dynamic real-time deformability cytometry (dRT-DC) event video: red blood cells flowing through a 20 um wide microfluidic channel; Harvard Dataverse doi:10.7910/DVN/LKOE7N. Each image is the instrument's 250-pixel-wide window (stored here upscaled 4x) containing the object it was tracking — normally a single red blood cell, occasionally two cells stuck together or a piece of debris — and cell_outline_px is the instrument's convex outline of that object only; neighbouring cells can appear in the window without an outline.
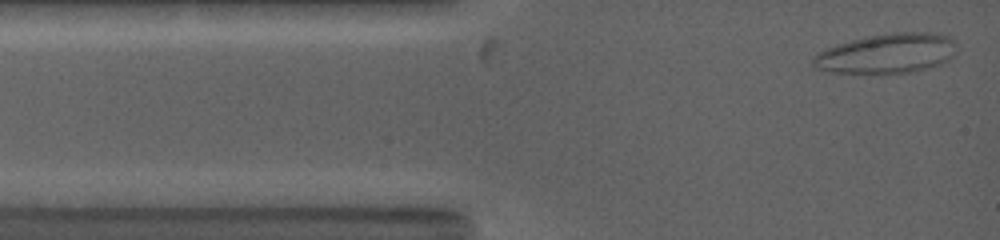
{"species": "common noctule bat (a hibernating species)", "species_latin": "Nyctalus noctula", "temperature_condition": "warm", "stored_images_in_passage": 6, "camera_frame_rate_fps": 5000, "um_per_image_px": 0.085, "animal": {"sex": "female", "body_mass_g": 19.0, "forearm_length_mm": 53.3}, "frame": {"image": 1, "passage_image": 1, "time_ms": 0.0, "image_size_px": [1000, 240], "cell_outline_px": [[956, 44], [952, 56], [948, 60], [940, 64], [916, 72], [832, 72], [816, 68], [812, 64], [812, 60], [816, 52], [836, 44], [864, 36], [892, 32], [940, 32], [948, 36]], "centroid_in_image_um": [75.39, 4.51], "position_along_channel_um": 9.6, "area_um2": 33.29}}